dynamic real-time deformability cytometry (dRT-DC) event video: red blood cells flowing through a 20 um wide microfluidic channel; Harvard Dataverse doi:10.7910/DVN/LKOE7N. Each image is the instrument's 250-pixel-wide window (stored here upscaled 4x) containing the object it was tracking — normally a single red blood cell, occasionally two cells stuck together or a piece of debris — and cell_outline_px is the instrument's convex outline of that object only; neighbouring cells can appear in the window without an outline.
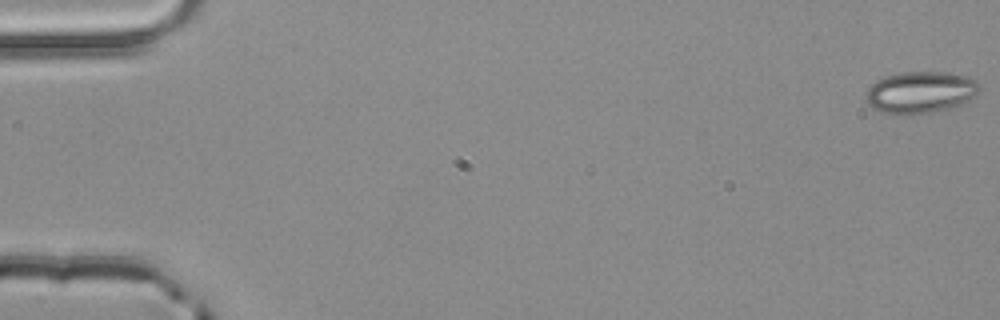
{"species": "common noctule bat (a hibernating species)", "species_latin": "Nyctalus noctula", "temperature_condition": "room temperature", "stored_images_in_passage": 4, "camera_frame_rate_fps": 3000, "um_per_image_px": 0.085, "animal": {"sex": "male", "body_mass_g": 20.4}, "frame": {"image": 1, "passage_image": 1, "time_ms": 0.0, "image_size_px": [1000, 320], "cell_outline_px": [[980, 88], [976, 96], [956, 108], [940, 112], [880, 112], [872, 108], [868, 104], [864, 96], [864, 92], [876, 80], [884, 76], [900, 72], [948, 72], [968, 76], [980, 84]], "centroid_in_image_um": [78.27, 7.82], "position_along_channel_um": 6.7, "area_um2": 27.86}}